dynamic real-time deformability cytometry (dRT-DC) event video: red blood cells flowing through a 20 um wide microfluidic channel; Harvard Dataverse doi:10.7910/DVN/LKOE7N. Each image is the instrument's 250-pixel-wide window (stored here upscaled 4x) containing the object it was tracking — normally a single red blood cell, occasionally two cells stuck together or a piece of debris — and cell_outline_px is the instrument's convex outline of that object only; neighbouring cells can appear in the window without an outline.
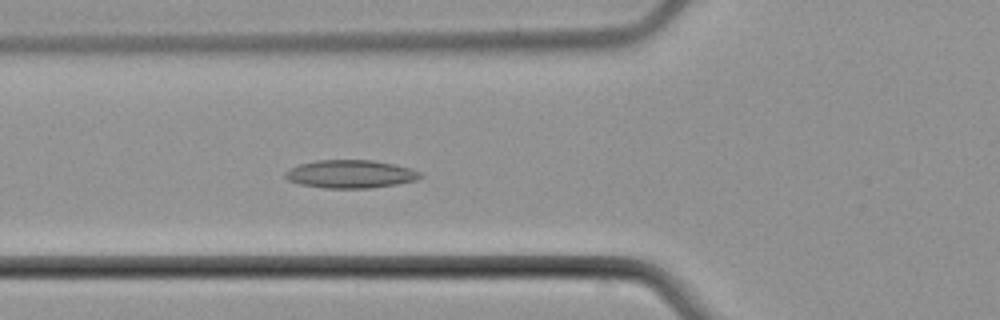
{"species": "common noctule bat (a hibernating species)", "species_latin": "Nyctalus noctula", "temperature_condition": "cold", "stored_images_in_passage": 4, "camera_frame_rate_fps": 3000, "um_per_image_px": 0.085, "animal": {"sex": "male", "body_mass_g": 21.5, "forearm_length_mm": 52.0}, "frame": {"image": 1, "passage_image": 4, "time_ms": 3.667, "image_size_px": [1000, 320], "cell_outline_px": [[424, 176], [416, 180], [396, 184], [372, 188], [324, 188], [300, 184], [288, 180], [284, 176], [284, 172], [300, 164], [316, 160], [372, 160], [396, 164], [412, 168], [420, 172]], "centroid_in_image_um": [29.82, 14.79], "position_along_channel_um": 96.0, "area_um2": 22.2}}